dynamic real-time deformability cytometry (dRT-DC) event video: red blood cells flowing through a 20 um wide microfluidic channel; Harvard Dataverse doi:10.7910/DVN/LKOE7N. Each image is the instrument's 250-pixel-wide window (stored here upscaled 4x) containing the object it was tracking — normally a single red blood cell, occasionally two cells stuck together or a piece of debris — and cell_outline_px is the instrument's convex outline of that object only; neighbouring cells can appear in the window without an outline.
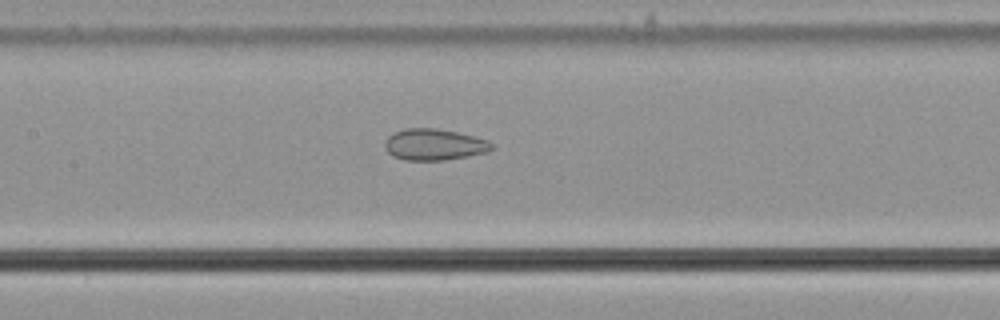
{"species": "common noctule bat (a hibernating species)", "species_latin": "Nyctalus noctula", "temperature_condition": "cold", "stored_images_in_passage": 40, "camera_frame_rate_fps": 3000, "um_per_image_px": 0.085, "animal": {"sex": "male", "body_mass_g": 21.5, "forearm_length_mm": 52.0}, "frame": {"image": 1, "passage_image": 11, "time_ms": 3.333, "image_size_px": [1000, 320], "cell_outline_px": [[496, 148], [488, 152], [468, 156], [444, 160], [404, 160], [392, 156], [384, 148], [384, 140], [388, 136], [404, 128], [436, 128], [476, 136], [488, 140]], "centroid_in_image_um": [36.91, 12.29], "position_along_channel_um": 170.5, "area_um2": 19.77}}
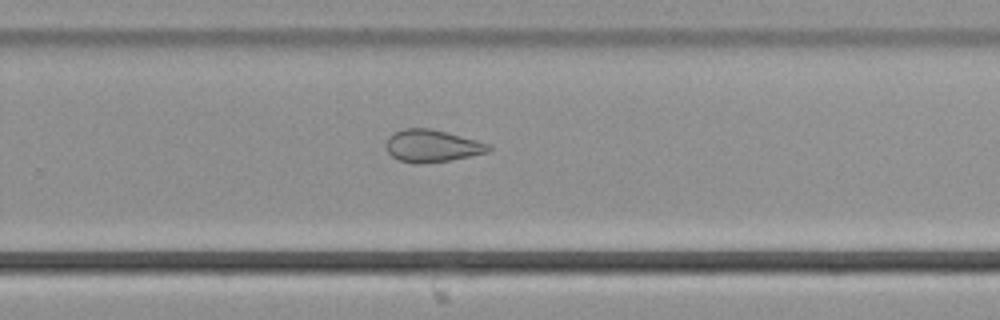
{"frame": {"image": 2, "passage_image": 21, "time_ms": 6.667, "image_size_px": [1000, 320], "cell_outline_px": [[492, 148], [488, 152], [448, 160], [400, 160], [392, 156], [388, 152], [384, 144], [388, 136], [392, 132], [404, 128], [432, 128], [476, 140], [488, 144]], "centroid_in_image_um": [36.69, 12.33], "position_along_channel_um": 293.1, "area_um2": 18.55}}
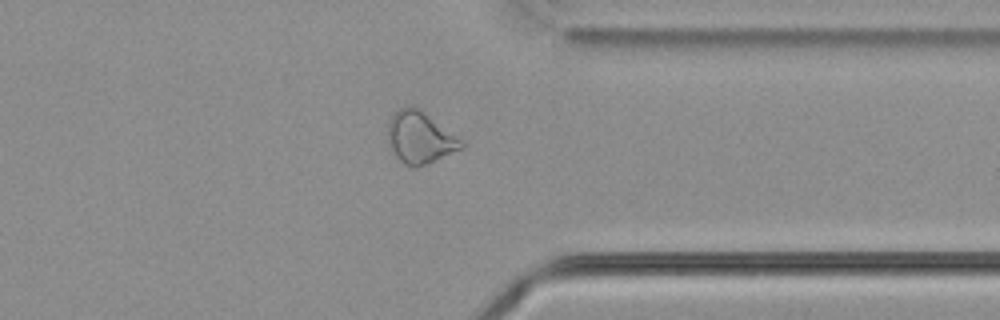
{"frame": {"image": 3, "passage_image": 28, "time_ms": 9.0, "image_size_px": [1000, 320], "cell_outline_px": [[464, 148], [428, 164], [416, 168], [412, 168], [404, 164], [396, 156], [388, 140], [388, 120], [400, 108], [408, 104], [420, 108], [464, 140]], "centroid_in_image_um": [35.74, 11.68], "position_along_channel_um": 375.7, "area_um2": 22.6}, "authors_computed_cell_mechanics": {"area_um2": 20.5479, "velocity_mm_per_s": 3.6908, "shape_relaxation_time_tau1_ms": null, "shape_relaxation_time_tau2_ms": 2.5106, "deformation_change_tau1": null, "deformation_change_tau2": 0.1017}}